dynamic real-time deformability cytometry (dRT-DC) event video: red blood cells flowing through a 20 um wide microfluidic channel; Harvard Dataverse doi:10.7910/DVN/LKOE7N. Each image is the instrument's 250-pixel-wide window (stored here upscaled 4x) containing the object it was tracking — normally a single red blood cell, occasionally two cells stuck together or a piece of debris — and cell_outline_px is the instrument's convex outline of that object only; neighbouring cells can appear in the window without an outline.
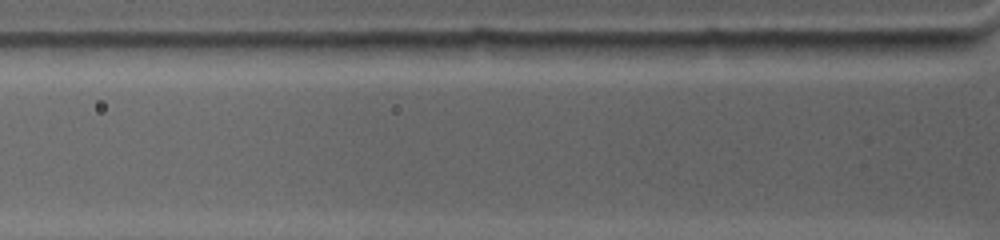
{"species": "common noctule bat (a hibernating species)", "species_latin": "Nyctalus noctula", "temperature_condition": "warm", "stored_images_in_passage": 2, "camera_frame_rate_fps": 4500, "um_per_image_px": 0.085, "animal": {"sex": "female", "body_mass_g": 19.0, "forearm_length_mm": 53.3}, "frame": {"image": 1, "passage_image": 2, "time_ms": 0.222, "image_size_px": [1000, 240], "cell_outline_px": [[980, 40], [976, 44], [968, 48], [944, 56], [896, 56], [864, 52], [848, 40]], "centroid_in_image_um": [77.66, 4.0], "position_along_channel_um": 48.1, "area_um2": 11.96}}